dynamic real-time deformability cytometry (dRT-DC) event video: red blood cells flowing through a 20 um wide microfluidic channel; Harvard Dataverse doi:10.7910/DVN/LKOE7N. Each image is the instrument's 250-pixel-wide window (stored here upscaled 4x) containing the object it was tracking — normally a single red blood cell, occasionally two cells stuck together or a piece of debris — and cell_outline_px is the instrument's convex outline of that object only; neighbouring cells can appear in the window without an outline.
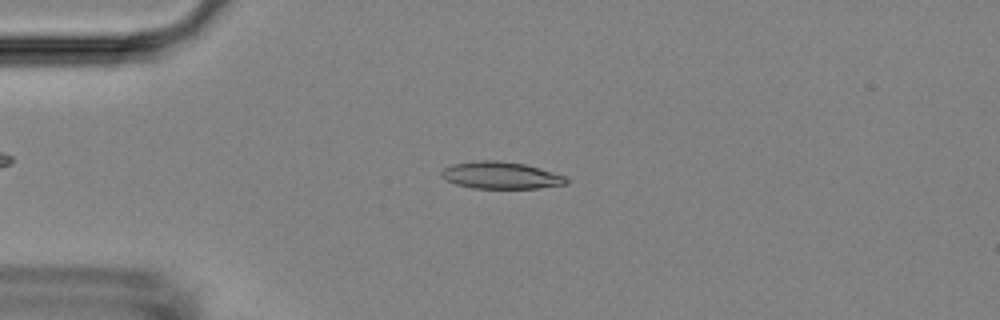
{"species": "Egyptian fruit bat (a non-hibernating species)", "species_latin": "Rousettus aegyptiacus", "temperature_condition": "room temperature", "stored_images_in_passage": 50, "camera_frame_rate_fps": 3000, "um_per_image_px": 0.085, "animal": {"sex": "female"}, "frame": {"image": 1, "passage_image": 10, "time_ms": 3.0, "image_size_px": [1000, 320], "cell_outline_px": [[568, 184], [540, 188], [472, 188], [456, 184], [440, 176], [440, 172], [444, 168], [452, 164], [476, 160], [500, 160], [524, 164], [540, 168], [564, 176], [568, 180]], "centroid_in_image_um": [42.56, 14.9], "position_along_channel_um": 42.4, "area_um2": 19.71}}
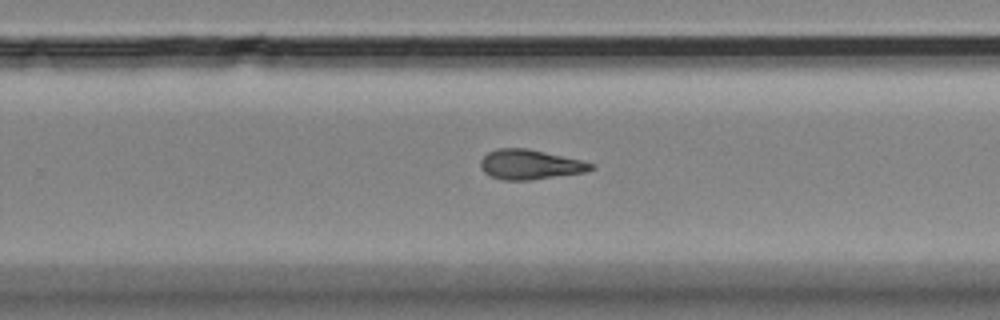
{"frame": {"image": 2, "passage_image": 31, "time_ms": 10.0, "image_size_px": [1000, 320], "cell_outline_px": [[596, 168], [584, 172], [528, 180], [504, 180], [492, 176], [484, 172], [480, 168], [480, 160], [488, 152], [496, 148], [528, 148], [580, 160], [596, 164]], "centroid_in_image_um": [45.04, 13.97], "position_along_channel_um": 284.8, "area_um2": 19.07}}
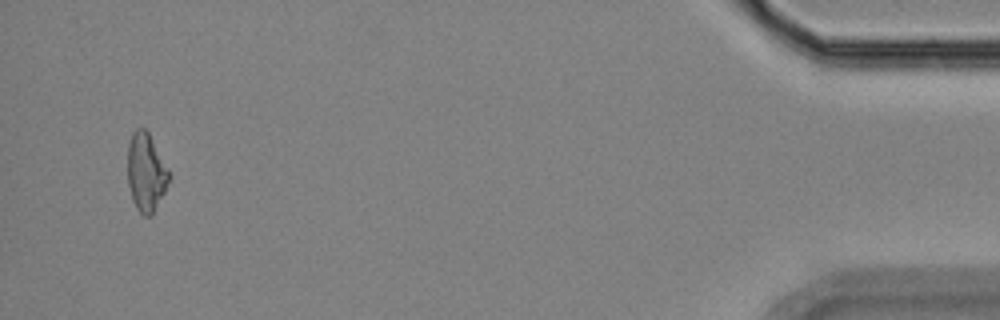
{"frame": {"image": 3, "passage_image": 48, "time_ms": 15.667, "image_size_px": [1000, 320], "cell_outline_px": [[172, 176], [152, 216], [144, 216], [136, 208], [132, 200], [128, 184], [128, 144], [132, 132], [136, 128], [144, 128], [148, 132], [168, 168]], "centroid_in_image_um": [12.42, 14.66], "position_along_channel_um": 422.8, "area_um2": 18.96}, "authors_computed_cell_mechanics": {"area_um2": 19.1896, "velocity_mm_per_s": 3.7884, "shape_relaxation_time_tau1_ms": null, "shape_relaxation_time_tau2_ms": 4.7027, "deformation_change_tau1": null, "deformation_change_tau2": 0.1386}}